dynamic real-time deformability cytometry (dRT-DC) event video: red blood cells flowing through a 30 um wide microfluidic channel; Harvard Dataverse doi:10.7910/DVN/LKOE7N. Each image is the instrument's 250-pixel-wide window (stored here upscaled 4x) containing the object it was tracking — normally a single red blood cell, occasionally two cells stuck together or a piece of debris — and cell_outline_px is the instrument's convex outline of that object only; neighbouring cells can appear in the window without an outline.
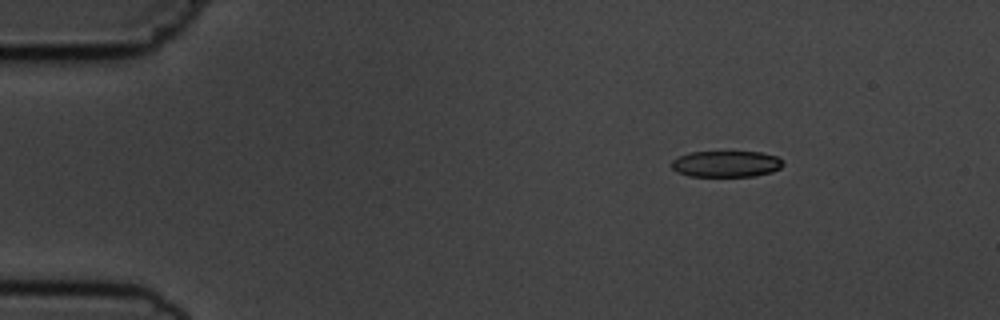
{"species": "common noctule bat (a hibernating species)", "species_latin": "Nyctalus noctula", "temperature_condition": "cold", "stored_images_in_passage": 6, "camera_frame_rate_fps": 3000, "um_per_image_px": 0.085, "animal": {"sex": "male", "body_mass_g": 19.5, "forearm_length_mm": 54.6}, "frame": {"image": 1, "passage_image": 1, "time_ms": 0.0, "image_size_px": [1000, 320], "cell_outline_px": [[784, 164], [780, 168], [772, 172], [756, 176], [688, 176], [676, 172], [672, 168], [672, 160], [688, 152], [760, 152], [776, 156], [784, 160]], "centroid_in_image_um": [61.74, 13.93], "position_along_channel_um": 23.3, "area_um2": 17.17}}
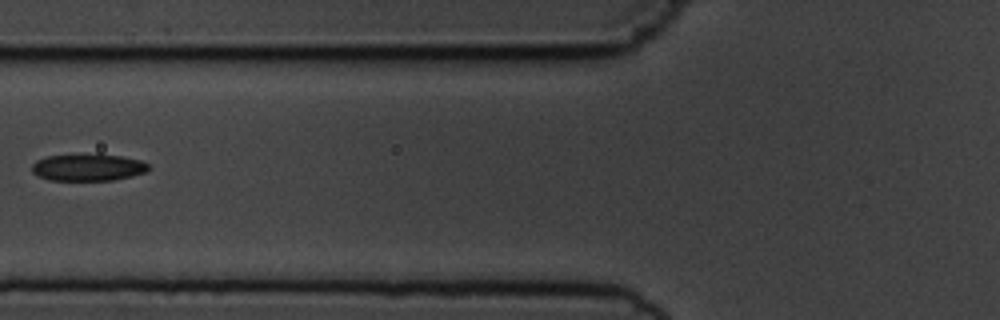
{"frame": {"image": 2, "passage_image": 5, "time_ms": 4.667, "image_size_px": [1000, 320], "cell_outline_px": [[152, 168], [144, 172], [132, 176], [112, 180], [52, 180], [40, 176], [32, 172], [32, 164], [36, 160], [48, 156], [96, 152], [100, 152], [140, 160], [148, 164]], "centroid_in_image_um": [7.5, 14.19], "position_along_channel_um": 118.3, "area_um2": 18.73}}
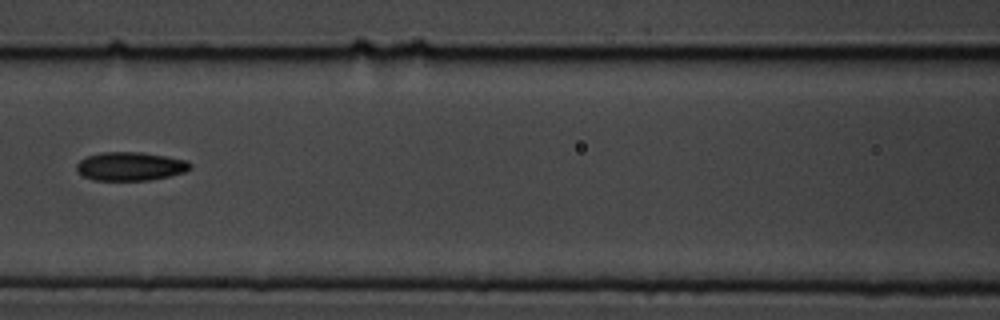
{"frame": {"image": 3, "passage_image": 6, "time_ms": 5.667, "image_size_px": [1000, 320], "cell_outline_px": [[192, 168], [184, 172], [168, 176], [148, 180], [92, 180], [80, 176], [76, 168], [76, 164], [80, 160], [88, 156], [100, 152], [140, 152], [168, 156], [188, 160], [192, 164]], "centroid_in_image_um": [11.07, 14.13], "position_along_channel_um": 155.5, "area_um2": 19.13}}